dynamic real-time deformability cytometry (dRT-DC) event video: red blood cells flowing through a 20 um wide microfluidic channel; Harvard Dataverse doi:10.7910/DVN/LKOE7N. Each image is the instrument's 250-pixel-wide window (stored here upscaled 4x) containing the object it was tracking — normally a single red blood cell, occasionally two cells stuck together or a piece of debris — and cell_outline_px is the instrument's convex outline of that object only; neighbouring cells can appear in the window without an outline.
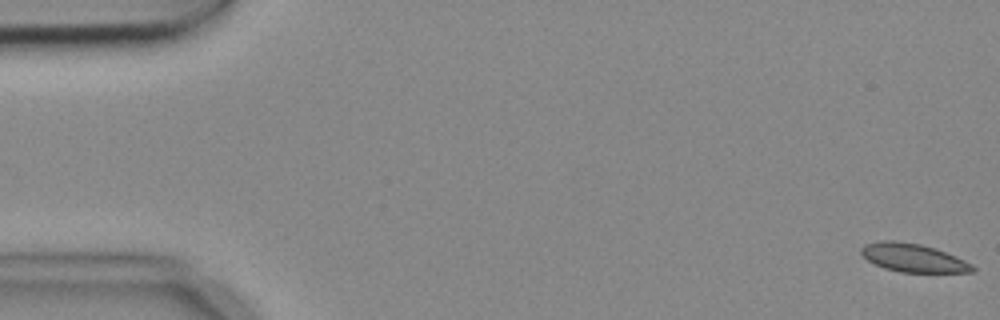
{"species": "common noctule bat (a hibernating species)", "species_latin": "Nyctalus noctula", "temperature_condition": "cold", "stored_images_in_passage": 5, "camera_frame_rate_fps": 3000, "um_per_image_px": 0.085, "animal": {"sex": "female", "body_mass_g": 18.4}, "frame": {"image": 1, "passage_image": 1, "time_ms": 0.0, "image_size_px": [1000, 320], "cell_outline_px": [[976, 268], [972, 272], [900, 272], [884, 268], [868, 260], [860, 252], [860, 248], [864, 244], [880, 240], [892, 240], [920, 244], [936, 248], [956, 256], [972, 264]], "centroid_in_image_um": [77.61, 21.9], "position_along_channel_um": 7.4, "area_um2": 18.38}}
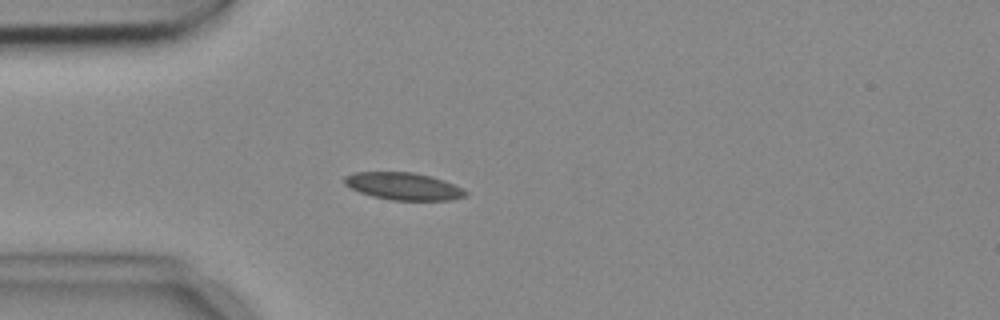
{"frame": {"image": 2, "passage_image": 5, "time_ms": 1.333, "image_size_px": [1000, 320], "cell_outline_px": [[468, 196], [452, 200], [392, 200], [372, 196], [348, 188], [344, 184], [344, 176], [352, 172], [412, 172], [432, 176], [444, 180], [464, 188], [468, 192]], "centroid_in_image_um": [34.31, 15.83], "position_along_channel_um": 50.7, "area_um2": 19.59}}